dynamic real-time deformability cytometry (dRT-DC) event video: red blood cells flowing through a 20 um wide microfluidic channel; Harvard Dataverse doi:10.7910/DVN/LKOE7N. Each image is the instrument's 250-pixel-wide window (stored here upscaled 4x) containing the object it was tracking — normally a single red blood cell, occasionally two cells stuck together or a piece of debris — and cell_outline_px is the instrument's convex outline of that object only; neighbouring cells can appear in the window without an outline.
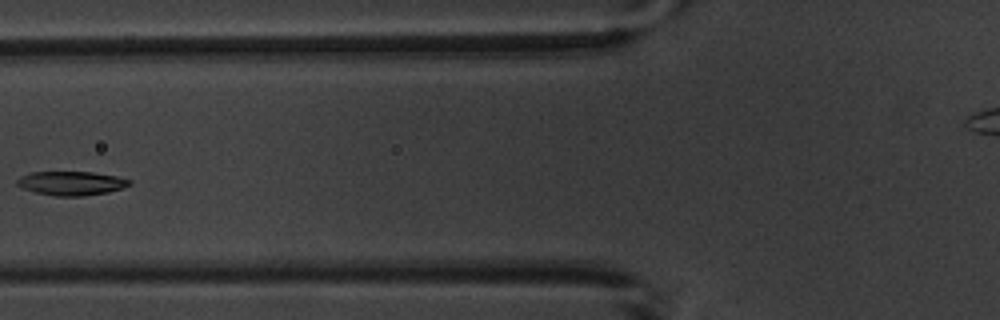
{"species": "common noctule bat (a hibernating species)", "species_latin": "Nyctalus noctula", "temperature_condition": "warm", "stored_images_in_passage": 4, "camera_frame_rate_fps": 3000, "um_per_image_px": 0.085, "animal": {"sex": "male", "body_mass_g": 20.1, "forearm_length_mm": 53.5}, "frame": {"image": 1, "passage_image": 3, "time_ms": 2.333, "image_size_px": [1000, 320], "cell_outline_px": [[132, 184], [124, 188], [108, 192], [84, 196], [56, 196], [36, 192], [24, 188], [16, 184], [16, 180], [20, 176], [32, 172], [92, 172], [116, 176], [132, 180]], "centroid_in_image_um": [6.1, 15.57], "position_along_channel_um": 119.7, "area_um2": 15.72}}
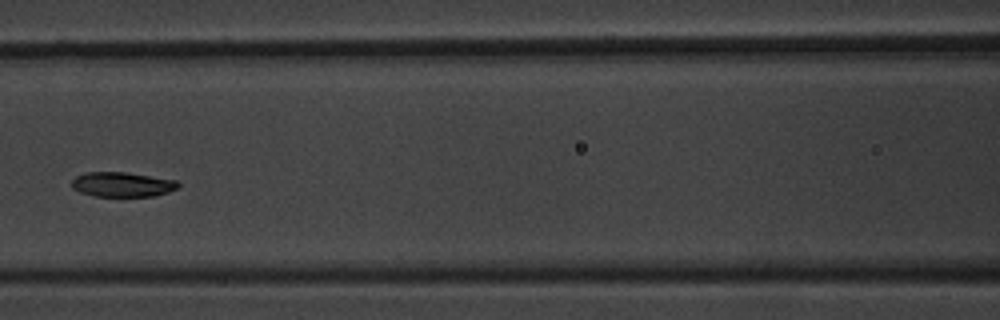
{"frame": {"image": 2, "passage_image": 4, "time_ms": 3.333, "image_size_px": [1000, 320], "cell_outline_px": [[180, 184], [176, 188], [168, 192], [152, 196], [96, 196], [80, 192], [72, 188], [72, 180], [76, 176], [88, 172], [124, 172], [176, 180]], "centroid_in_image_um": [10.37, 15.68], "position_along_channel_um": 156.2, "area_um2": 15.14}}